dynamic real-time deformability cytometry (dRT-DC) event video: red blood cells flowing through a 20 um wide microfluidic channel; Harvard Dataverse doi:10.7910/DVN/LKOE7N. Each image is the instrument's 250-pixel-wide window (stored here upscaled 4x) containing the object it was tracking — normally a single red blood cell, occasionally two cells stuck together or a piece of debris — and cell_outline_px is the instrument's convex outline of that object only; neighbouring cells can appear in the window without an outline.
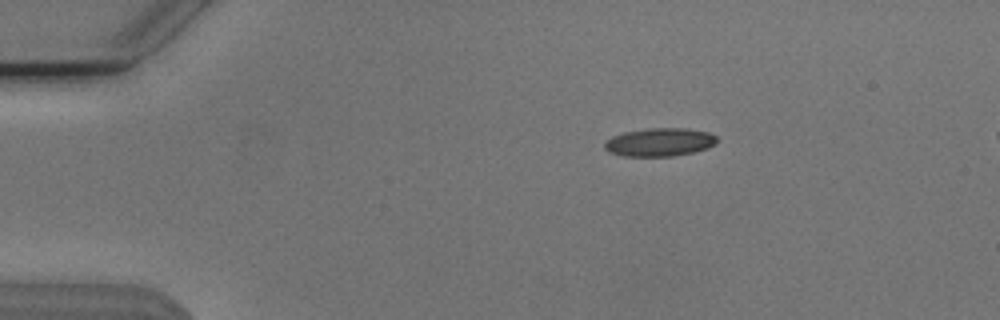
{"species": "Egyptian fruit bat (a non-hibernating species)", "species_latin": "Rousettus aegyptiacus", "temperature_condition": "cold", "stored_images_in_passage": 8, "camera_frame_rate_fps": 3000, "um_per_image_px": 0.085, "animal": {"sex": "male"}, "frame": {"image": 1, "passage_image": 1, "time_ms": 0.0, "image_size_px": [1000, 320], "cell_outline_px": [[720, 140], [716, 144], [708, 148], [692, 152], [672, 156], [620, 156], [608, 152], [604, 148], [604, 144], [612, 136], [624, 132], [652, 128], [688, 128], [708, 132], [716, 136]], "centroid_in_image_um": [56.09, 12.08], "position_along_channel_um": 28.9, "area_um2": 18.61}}